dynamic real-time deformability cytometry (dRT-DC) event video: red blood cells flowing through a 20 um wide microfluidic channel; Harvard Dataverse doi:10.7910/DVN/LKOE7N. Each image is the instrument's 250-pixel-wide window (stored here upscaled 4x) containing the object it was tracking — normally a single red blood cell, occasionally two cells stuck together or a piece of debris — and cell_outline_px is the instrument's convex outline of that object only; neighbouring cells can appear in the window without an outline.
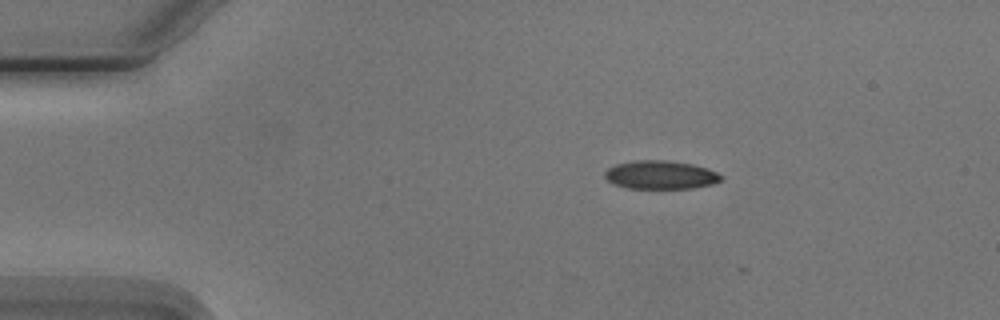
{"species": "Egyptian fruit bat (a non-hibernating species)", "species_latin": "Rousettus aegyptiacus", "temperature_condition": "cold", "stored_images_in_passage": 4, "camera_frame_rate_fps": 3000, "um_per_image_px": 0.085, "animal": {"sex": "male"}, "frame": {"image": 1, "passage_image": 1, "time_ms": 0.0, "image_size_px": [1000, 320], "cell_outline_px": [[724, 180], [712, 184], [692, 188], [628, 188], [616, 184], [608, 180], [604, 176], [604, 172], [608, 168], [616, 164], [636, 160], [664, 160], [692, 164], [708, 168], [724, 176]], "centroid_in_image_um": [56.19, 14.86], "position_along_channel_um": 28.8, "area_um2": 19.25}}
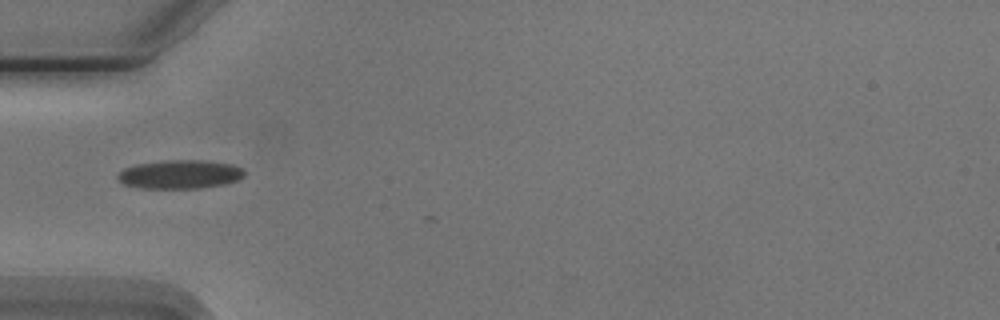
{"frame": {"image": 2, "passage_image": 3, "time_ms": 2.667, "image_size_px": [1000, 320], "cell_outline_px": [[244, 176], [236, 180], [224, 184], [200, 188], [136, 188], [124, 184], [116, 176], [124, 168], [136, 164], [164, 160], [200, 160], [232, 164], [244, 168]], "centroid_in_image_um": [15.28, 14.81], "position_along_channel_um": 69.7, "area_um2": 21.21}}